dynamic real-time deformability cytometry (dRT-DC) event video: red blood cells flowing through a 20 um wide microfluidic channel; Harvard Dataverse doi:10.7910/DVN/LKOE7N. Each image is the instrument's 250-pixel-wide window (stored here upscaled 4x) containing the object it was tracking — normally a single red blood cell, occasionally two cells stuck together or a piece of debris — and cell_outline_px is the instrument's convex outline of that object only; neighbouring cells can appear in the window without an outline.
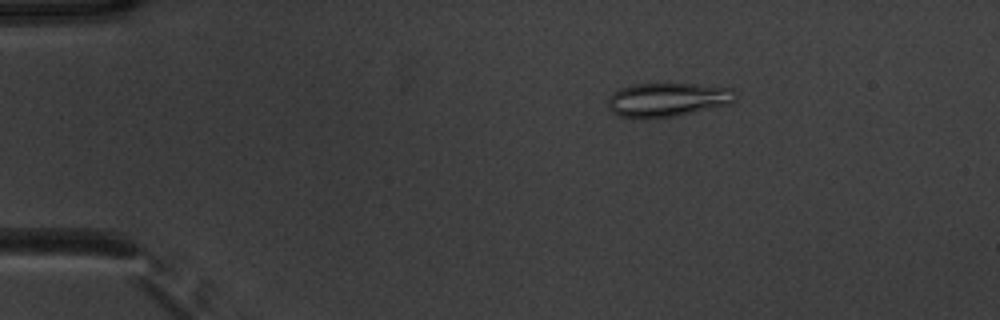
{"species": "common noctule bat (a hibernating species)", "species_latin": "Nyctalus noctula", "temperature_condition": "warm", "stored_images_in_passage": 52, "camera_frame_rate_fps": 3000, "um_per_image_px": 0.085, "animal": {"sex": "male", "body_mass_g": 20.1, "forearm_length_mm": 53.5}, "frame": {"image": 1, "passage_image": 9, "time_ms": 2.667, "image_size_px": [1000, 320], "cell_outline_px": [[736, 100], [732, 104], [680, 116], [620, 116], [612, 112], [608, 108], [608, 100], [612, 92], [620, 88], [636, 84], [696, 84], [732, 88]], "centroid_in_image_um": [56.8, 8.46], "position_along_channel_um": 28.2, "area_um2": 24.91}}
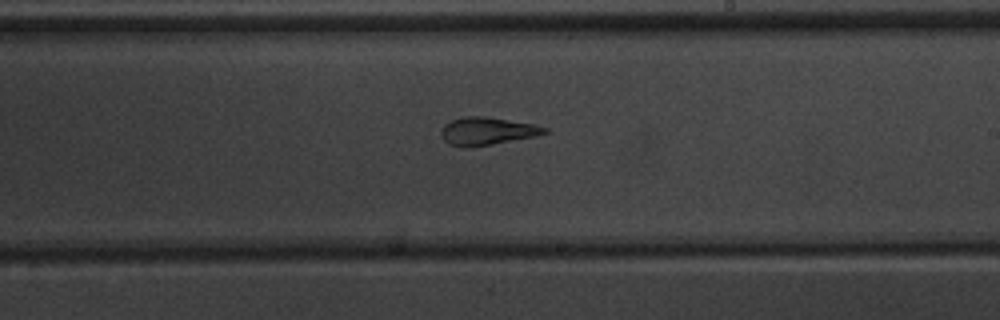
{"frame": {"image": 2, "passage_image": 31, "time_ms": 10.0, "image_size_px": [1000, 320], "cell_outline_px": [[548, 132], [536, 136], [488, 144], [448, 144], [440, 136], [440, 132], [444, 124], [452, 120], [464, 116], [484, 116], [536, 124], [548, 128]], "centroid_in_image_um": [41.44, 11.09], "position_along_channel_um": 247.6, "area_um2": 16.13}}
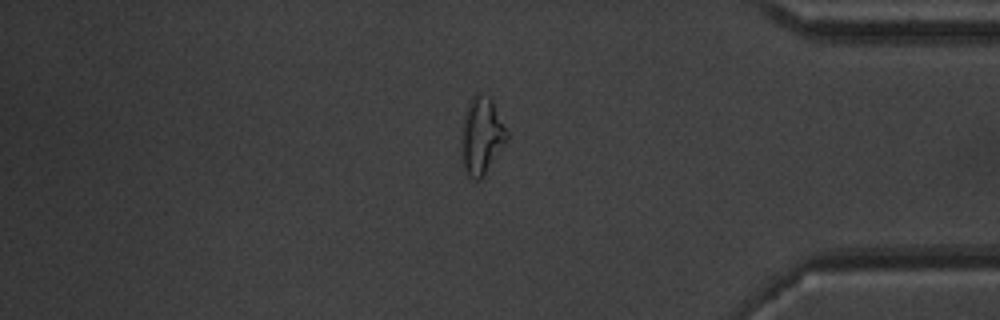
{"frame": {"image": 3, "passage_image": 44, "time_ms": 14.333, "image_size_px": [1000, 320], "cell_outline_px": [[508, 140], [484, 176], [480, 180], [476, 180], [468, 176], [464, 168], [460, 148], [460, 132], [464, 112], [468, 100], [476, 92], [480, 92], [492, 100], [508, 132]], "centroid_in_image_um": [40.9, 11.53], "position_along_channel_um": 394.3, "area_um2": 21.04}, "authors_computed_cell_mechanics": {"area_um2": 19.8832, "velocity_mm_per_s": 3.8949, "shape_relaxation_time_tau1_ms": null, "shape_relaxation_time_tau2_ms": 1.691, "deformation_change_tau1": null, "deformation_change_tau2": 0.0968}}